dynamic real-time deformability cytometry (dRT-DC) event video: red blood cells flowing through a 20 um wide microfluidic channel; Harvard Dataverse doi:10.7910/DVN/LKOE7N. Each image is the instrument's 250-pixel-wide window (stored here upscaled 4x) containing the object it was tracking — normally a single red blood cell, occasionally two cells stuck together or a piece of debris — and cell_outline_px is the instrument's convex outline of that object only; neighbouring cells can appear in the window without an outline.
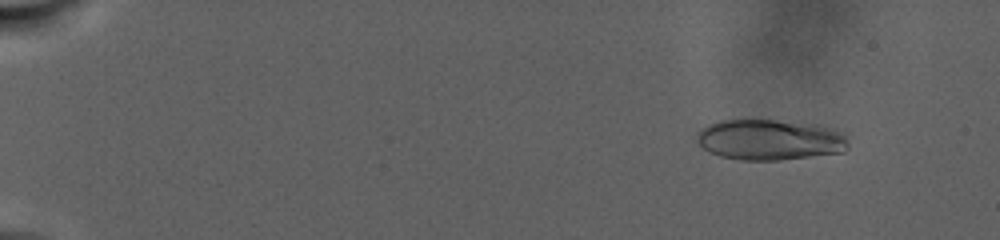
{"species": "human", "species_latin": "Homo sapiens", "temperature_condition": "warm", "stored_images_in_passage": 85, "camera_frame_rate_fps": 3000, "um_per_image_px": 0.085, "donor": {"sex": "male"}, "frame": {"image": 1, "passage_image": 14, "time_ms": 3.333, "image_size_px": [1000, 240], "cell_outline_px": [[848, 148], [844, 152], [780, 160], [744, 160], [720, 156], [704, 148], [696, 140], [696, 136], [708, 124], [720, 120], [772, 120], [820, 124], [840, 132], [848, 140]], "centroid_in_image_um": [65.47, 11.87], "position_along_channel_um": 19.5, "area_um2": 35.78}}
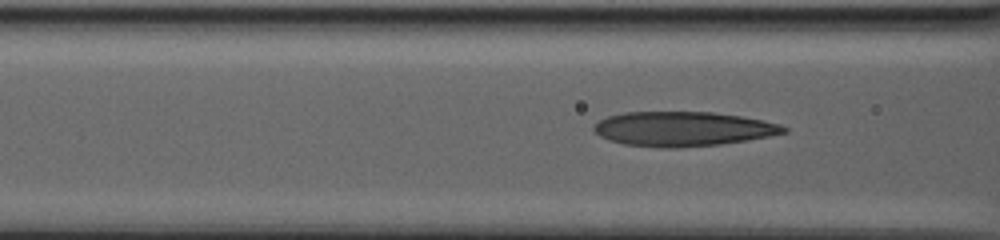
{"frame": {"image": 2, "passage_image": 64, "time_ms": 14.0, "image_size_px": [1000, 240], "cell_outline_px": [[788, 132], [768, 136], [720, 144], [676, 148], [660, 148], [624, 144], [608, 140], [600, 136], [592, 128], [600, 120], [608, 116], [624, 112], [712, 112], [740, 116], [764, 120], [780, 124], [788, 128]], "centroid_in_image_um": [58.04, 10.95], "position_along_channel_um": 108.6, "area_um2": 38.15}}
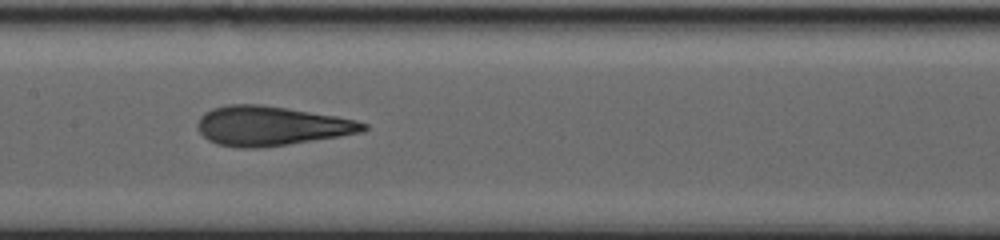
{"frame": {"image": 3, "passage_image": 84, "time_ms": 17.333, "image_size_px": [1000, 240], "cell_outline_px": [[368, 128], [364, 132], [340, 136], [288, 144], [260, 148], [236, 148], [216, 144], [208, 140], [200, 132], [196, 124], [200, 116], [204, 112], [212, 108], [228, 104], [260, 104], [288, 108], [336, 116], [356, 120], [368, 124]], "centroid_in_image_um": [23.03, 10.7], "position_along_channel_um": 184.4, "area_um2": 38.32}}